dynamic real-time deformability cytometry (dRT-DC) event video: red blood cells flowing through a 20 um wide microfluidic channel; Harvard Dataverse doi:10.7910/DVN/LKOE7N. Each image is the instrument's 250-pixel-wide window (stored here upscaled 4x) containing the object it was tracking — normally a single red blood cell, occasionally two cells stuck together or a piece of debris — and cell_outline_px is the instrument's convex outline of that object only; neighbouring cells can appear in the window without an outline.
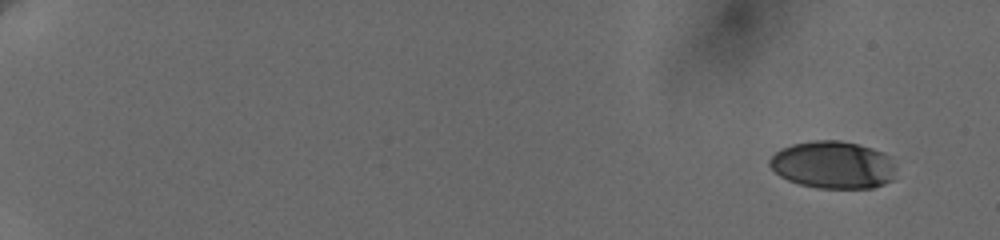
{"species": "human", "species_latin": "Homo sapiens", "temperature_condition": "cold", "stored_images_in_passage": 11, "camera_frame_rate_fps": 3000, "um_per_image_px": 0.085, "donor": {"sex": "female"}, "frame": {"image": 1, "passage_image": 1, "time_ms": 0.0, "image_size_px": [1000, 240], "cell_outline_px": [[896, 168], [892, 180], [884, 184], [872, 188], [820, 188], [800, 184], [788, 180], [780, 176], [768, 164], [768, 160], [780, 148], [792, 144], [816, 140], [840, 140], [872, 148], [884, 152], [896, 164]], "centroid_in_image_um": [70.82, 14.01], "position_along_channel_um": 14.2, "area_um2": 35.08}}
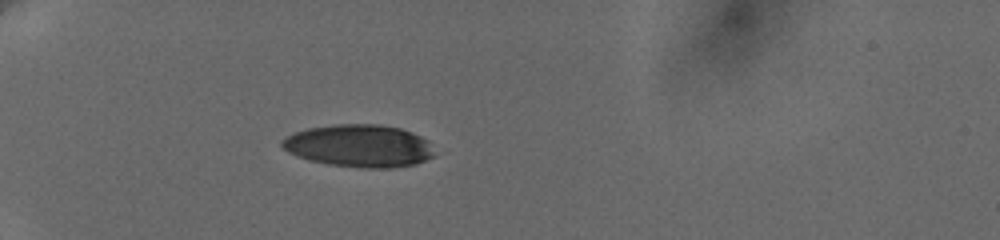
{"frame": {"image": 2, "passage_image": 7, "time_ms": 5.667, "image_size_px": [1000, 240], "cell_outline_px": [[436, 156], [416, 164], [388, 168], [364, 168], [332, 164], [308, 160], [296, 156], [288, 152], [280, 144], [280, 140], [296, 132], [308, 128], [336, 124], [380, 124], [400, 128], [412, 132], [428, 140]], "centroid_in_image_um": [30.55, 12.39], "position_along_channel_um": 54.4, "area_um2": 37.8}}
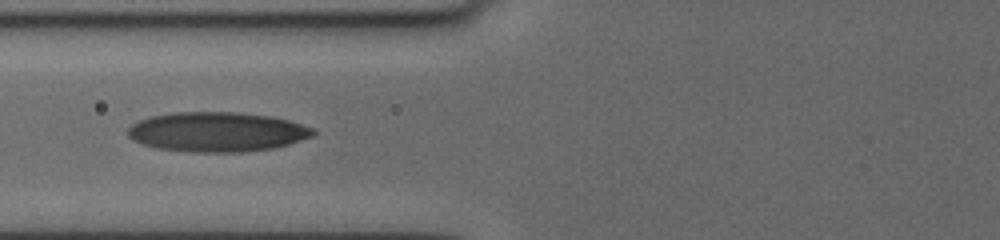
{"frame": {"image": 3, "passage_image": 10, "time_ms": 8.0, "image_size_px": [1000, 240], "cell_outline_px": [[316, 132], [312, 136], [288, 144], [272, 148], [240, 152], [196, 152], [156, 148], [132, 140], [128, 136], [128, 128], [132, 124], [140, 120], [152, 116], [172, 112], [240, 112], [272, 116], [288, 120], [312, 128]], "centroid_in_image_um": [18.43, 11.2], "position_along_channel_um": 107.4, "area_um2": 42.66}}